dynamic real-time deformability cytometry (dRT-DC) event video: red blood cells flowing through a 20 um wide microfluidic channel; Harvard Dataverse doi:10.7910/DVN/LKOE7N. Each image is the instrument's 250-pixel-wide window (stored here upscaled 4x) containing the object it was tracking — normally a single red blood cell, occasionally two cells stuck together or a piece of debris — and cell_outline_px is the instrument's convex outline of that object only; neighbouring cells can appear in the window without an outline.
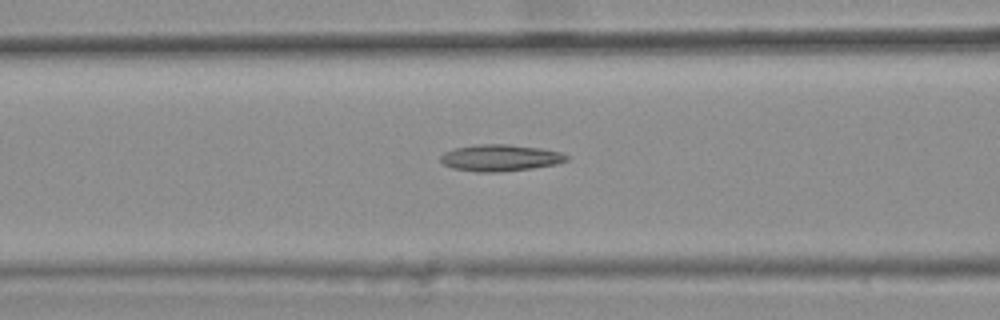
{"species": "common noctule bat (a hibernating species)", "species_latin": "Nyctalus noctula", "temperature_condition": "warm", "stored_images_in_passage": 10, "camera_frame_rate_fps": 3000, "um_per_image_px": 0.085, "animal": {"sex": "female", "body_mass_g": 25.1}, "frame": {"image": 1, "passage_image": 5, "time_ms": 1.333, "image_size_px": [1000, 320], "cell_outline_px": [[568, 160], [556, 164], [532, 168], [492, 172], [476, 172], [452, 168], [444, 164], [440, 160], [440, 156], [444, 152], [456, 148], [476, 144], [508, 144], [540, 148], [560, 152], [568, 156]], "centroid_in_image_um": [42.5, 13.41], "position_along_channel_um": 124.1, "area_um2": 19.42}}
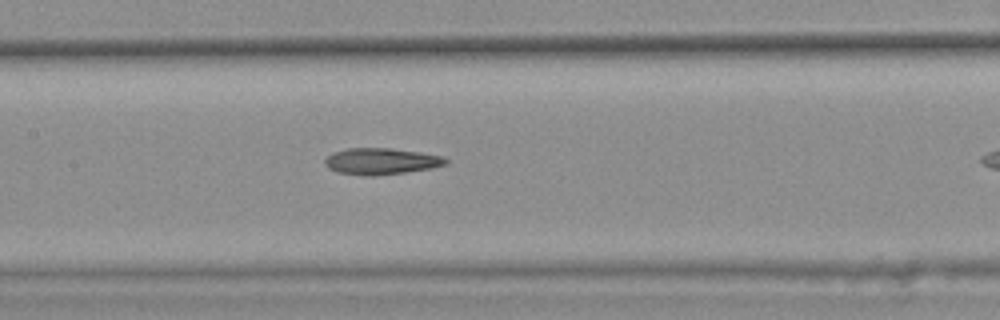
{"frame": {"image": 2, "passage_image": 9, "time_ms": 2.667, "image_size_px": [1000, 320], "cell_outline_px": [[448, 164], [432, 168], [404, 172], [372, 176], [364, 176], [336, 172], [328, 168], [324, 164], [324, 160], [332, 152], [348, 148], [392, 148], [420, 152], [444, 156], [448, 160]], "centroid_in_image_um": [32.39, 13.7], "position_along_channel_um": 175.0, "area_um2": 18.79}}